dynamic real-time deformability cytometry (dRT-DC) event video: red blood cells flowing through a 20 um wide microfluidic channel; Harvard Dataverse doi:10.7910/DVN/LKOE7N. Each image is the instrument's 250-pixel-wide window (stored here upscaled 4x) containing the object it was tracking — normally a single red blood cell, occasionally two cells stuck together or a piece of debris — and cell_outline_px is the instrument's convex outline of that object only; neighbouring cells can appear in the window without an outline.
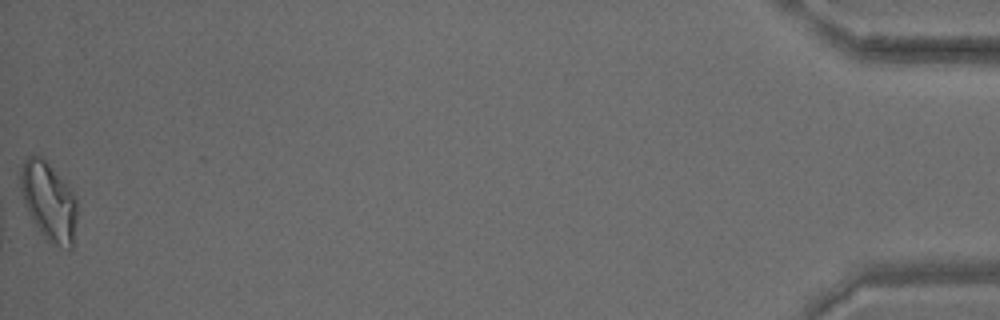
{"species": "common noctule bat (a hibernating species)", "species_latin": "Nyctalus noctula", "temperature_condition": "warm", "stored_images_in_passage": 50, "camera_frame_rate_fps": 3000, "um_per_image_px": 0.085, "animal": {"sex": "male", "body_mass_g": 15.6}, "frame": {"image": 1, "passage_image": 50, "time_ms": 16.333, "image_size_px": [1000, 320], "cell_outline_px": [[76, 216], [72, 248], [68, 248], [56, 244], [48, 240], [40, 232], [28, 212], [20, 188], [20, 168], [24, 160], [28, 156], [44, 156], [76, 196]], "centroid_in_image_um": [4.13, 17.05], "position_along_channel_um": 431.1, "area_um2": 25.61}, "authors_computed_cell_mechanics": {"area_um2": 19.9988, "velocity_mm_per_s": 3.9614, "shape_relaxation_time_tau1_ms": 6.5001, "shape_relaxation_time_tau2_ms": 3.6446, "deformation_change_tau1": 0.2604, "deformation_change_tau2": 0.1092}}